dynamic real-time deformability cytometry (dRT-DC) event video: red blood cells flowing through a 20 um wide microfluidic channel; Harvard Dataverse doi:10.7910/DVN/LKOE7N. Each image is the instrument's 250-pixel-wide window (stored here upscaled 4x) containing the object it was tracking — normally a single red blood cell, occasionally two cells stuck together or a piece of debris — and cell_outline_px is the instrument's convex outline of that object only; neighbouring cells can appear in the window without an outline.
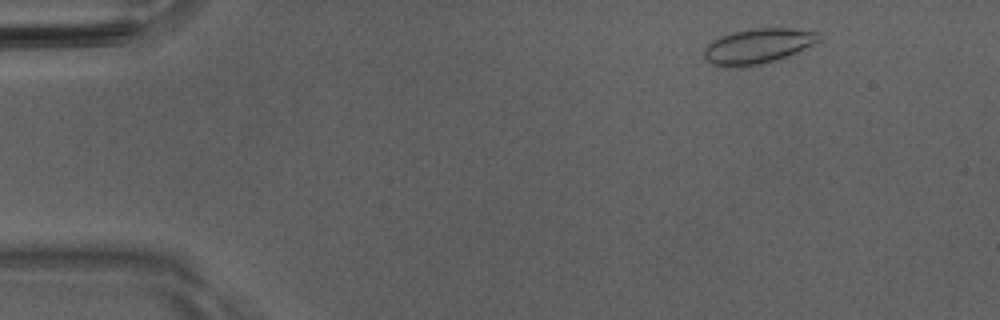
{"species": "Egyptian fruit bat (a non-hibernating species)", "species_latin": "Rousettus aegyptiacus", "temperature_condition": "room temperature", "stored_images_in_passage": 44, "camera_frame_rate_fps": 3000, "um_per_image_px": 0.085, "animal": {"sex": "male"}, "frame": {"image": 1, "passage_image": 4, "time_ms": 1.0, "image_size_px": [1000, 320], "cell_outline_px": [[820, 40], [816, 44], [776, 60], [760, 64], [736, 68], [728, 68], [712, 64], [704, 56], [704, 48], [712, 40], [720, 36], [732, 32], [752, 28], [792, 28], [820, 32]], "centroid_in_image_um": [64.42, 3.91], "position_along_channel_um": 20.6, "area_um2": 23.7}}
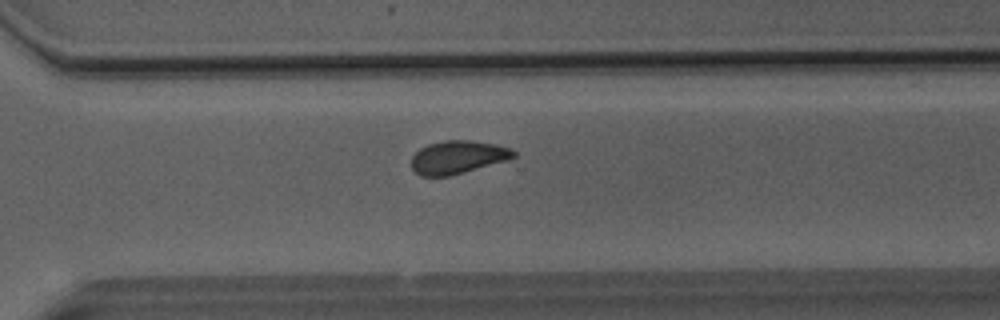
{"frame": {"image": 2, "passage_image": 34, "time_ms": 11.0, "image_size_px": [1000, 320], "cell_outline_px": [[516, 156], [508, 160], [464, 172], [448, 176], [420, 176], [412, 168], [412, 156], [420, 148], [428, 144], [444, 140], [472, 140], [496, 144], [512, 148], [516, 152]], "centroid_in_image_um": [38.93, 13.35], "position_along_channel_um": 331.7, "area_um2": 19.77}}
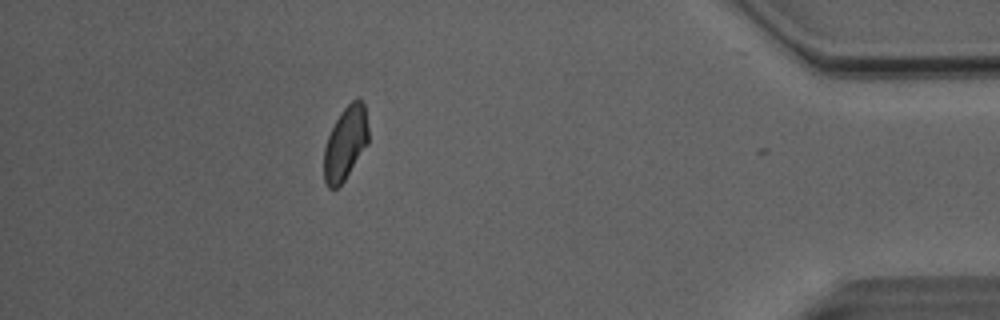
{"frame": {"image": 3, "passage_image": 43, "time_ms": 14.0, "image_size_px": [1000, 320], "cell_outline_px": [[368, 144], [344, 180], [336, 188], [328, 188], [324, 184], [324, 148], [328, 136], [340, 112], [356, 96], [364, 104], [368, 128]], "centroid_in_image_um": [29.36, 12.17], "position_along_channel_um": 405.8, "area_um2": 18.96}, "authors_computed_cell_mechanics": {"area_um2": 20.1722, "velocity_mm_per_s": 4.0671, "shape_relaxation_time_tau1_ms": null, "shape_relaxation_time_tau2_ms": 1.3751, "deformation_change_tau1": null, "deformation_change_tau2": 0.0717}}